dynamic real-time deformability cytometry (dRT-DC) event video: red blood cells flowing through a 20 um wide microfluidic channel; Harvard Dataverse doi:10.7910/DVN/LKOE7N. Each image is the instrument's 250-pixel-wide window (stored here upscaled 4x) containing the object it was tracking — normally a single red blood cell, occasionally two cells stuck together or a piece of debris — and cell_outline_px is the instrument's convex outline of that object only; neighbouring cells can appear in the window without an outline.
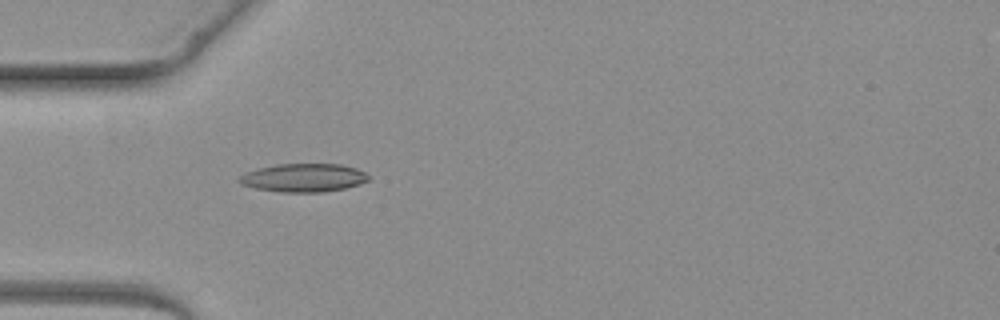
{"species": "common noctule bat (a hibernating species)", "species_latin": "Nyctalus noctula", "temperature_condition": "warm", "stored_images_in_passage": 4, "camera_frame_rate_fps": 3000, "um_per_image_px": 0.085, "animal": {"sex": "female", "body_mass_g": 19.3, "forearm_length_mm": 54.1}, "frame": {"image": 1, "passage_image": 4, "time_ms": 4.0, "image_size_px": [1000, 320], "cell_outline_px": [[368, 180], [360, 184], [344, 188], [324, 192], [280, 192], [256, 188], [240, 184], [236, 180], [240, 176], [256, 168], [276, 164], [340, 164], [356, 168], [364, 172], [368, 176]], "centroid_in_image_um": [25.78, 15.11], "position_along_channel_um": 59.2, "area_um2": 21.33}}